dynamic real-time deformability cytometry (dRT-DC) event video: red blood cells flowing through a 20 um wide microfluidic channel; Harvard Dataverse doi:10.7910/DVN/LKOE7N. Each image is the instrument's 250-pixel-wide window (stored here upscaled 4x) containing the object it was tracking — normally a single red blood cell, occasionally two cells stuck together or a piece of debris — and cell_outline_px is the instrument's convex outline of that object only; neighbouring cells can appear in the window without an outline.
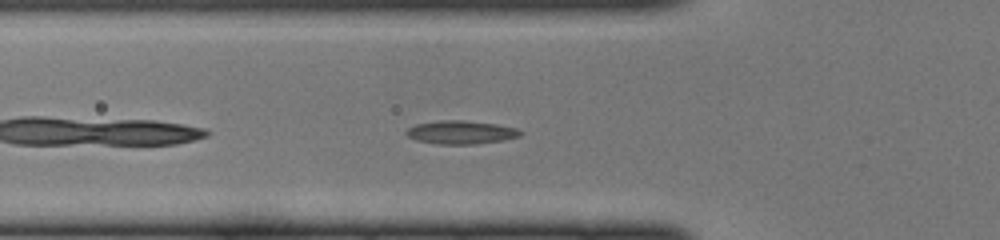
{"species": "common noctule bat (a hibernating species)", "species_latin": "Nyctalus noctula", "temperature_condition": "cold", "stored_images_in_passage": 36, "camera_frame_rate_fps": 3000, "um_per_image_px": 0.085, "animal": {"sex": "female", "body_mass_g": 22.0, "forearm_length_mm": 56.7}, "frame": {"image": 1, "passage_image": 4, "time_ms": 1.0, "image_size_px": [1000, 240], "cell_outline_px": [[524, 132], [520, 136], [504, 140], [476, 144], [436, 144], [416, 140], [408, 136], [404, 132], [408, 128], [416, 124], [436, 120], [464, 120], [496, 124], [516, 128]], "centroid_in_image_um": [39.17, 11.24], "position_along_channel_um": 86.6, "area_um2": 15.66}}
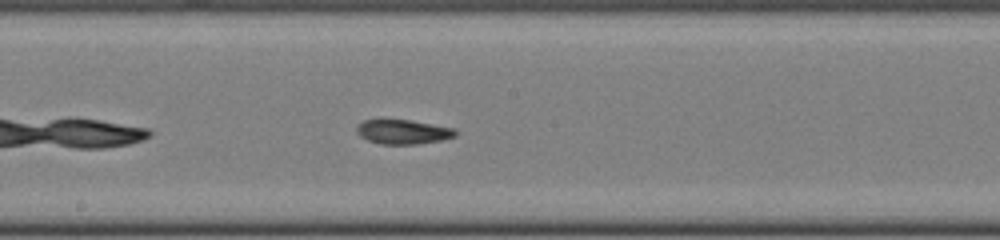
{"frame": {"image": 2, "passage_image": 13, "time_ms": 4.0, "image_size_px": [1000, 240], "cell_outline_px": [[456, 136], [440, 140], [420, 144], [380, 144], [368, 140], [360, 136], [356, 132], [356, 124], [364, 120], [384, 116], [456, 128]], "centroid_in_image_um": [34.17, 11.16], "position_along_channel_um": 214.0, "area_um2": 14.68}}
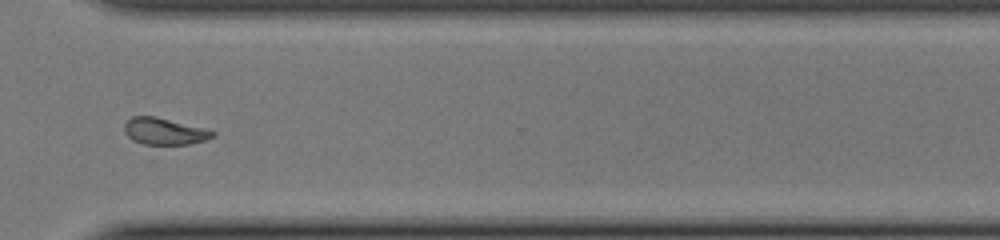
{"frame": {"image": 3, "passage_image": 23, "time_ms": 7.333, "image_size_px": [1000, 240], "cell_outline_px": [[216, 136], [208, 140], [188, 144], [144, 144], [132, 140], [124, 132], [124, 124], [132, 116], [156, 116], [204, 128], [216, 132]], "centroid_in_image_um": [13.99, 11.16], "position_along_channel_um": 356.6, "area_um2": 13.81}}